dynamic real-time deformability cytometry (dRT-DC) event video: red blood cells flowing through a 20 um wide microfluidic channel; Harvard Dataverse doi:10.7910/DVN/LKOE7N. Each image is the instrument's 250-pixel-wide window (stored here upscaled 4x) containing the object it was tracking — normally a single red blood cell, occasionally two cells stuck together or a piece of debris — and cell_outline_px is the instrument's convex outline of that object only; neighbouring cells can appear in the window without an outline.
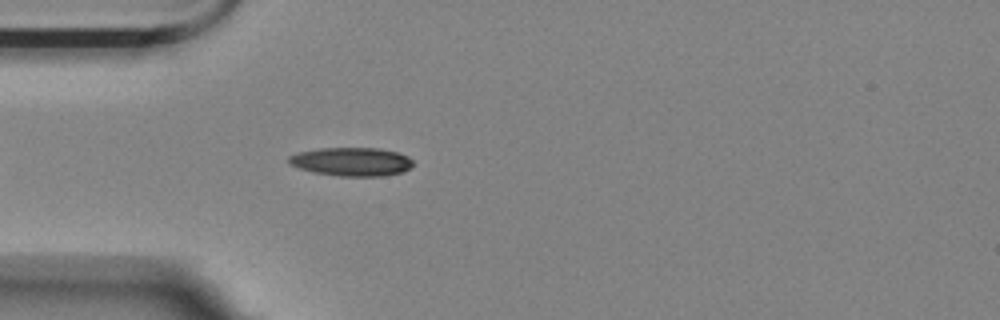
{"species": "Egyptian fruit bat (a non-hibernating species)", "species_latin": "Rousettus aegyptiacus", "temperature_condition": "room temperature", "stored_images_in_passage": 47, "camera_frame_rate_fps": 3000, "um_per_image_px": 0.085, "animal": {"sex": "female"}, "frame": {"image": 1, "passage_image": 7, "time_ms": 2.0, "image_size_px": [1000, 320], "cell_outline_px": [[412, 164], [408, 168], [400, 172], [380, 176], [340, 176], [316, 172], [300, 168], [288, 164], [288, 156], [296, 152], [320, 148], [380, 148], [396, 152], [408, 156], [412, 160]], "centroid_in_image_um": [29.84, 13.73], "position_along_channel_um": 55.2, "area_um2": 20.52}}
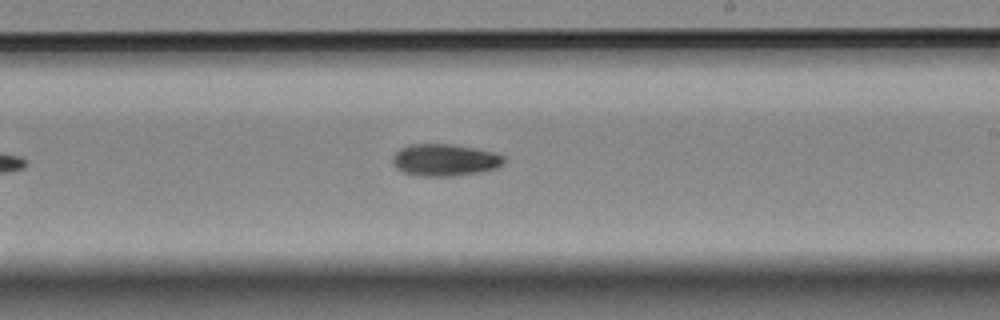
{"frame": {"image": 2, "passage_image": 24, "time_ms": 7.667, "image_size_px": [1000, 320], "cell_outline_px": [[504, 164], [496, 168], [480, 172], [456, 176], [420, 176], [400, 172], [392, 164], [392, 156], [400, 148], [412, 144], [448, 144], [472, 148], [492, 152], [504, 156]], "centroid_in_image_um": [37.76, 13.62], "position_along_channel_um": 251.2, "area_um2": 20.81}}
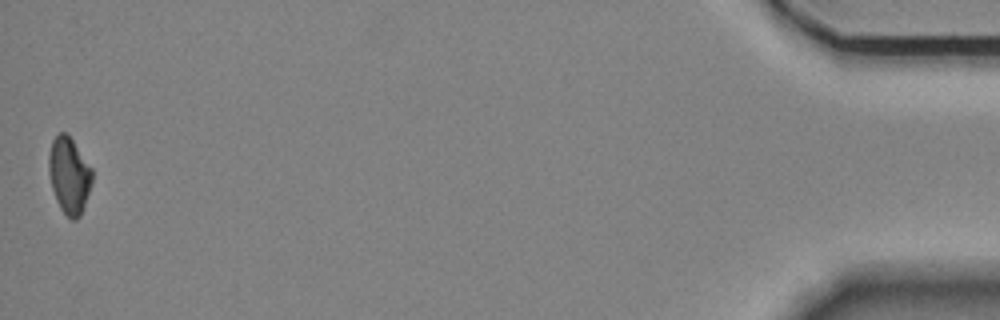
{"frame": {"image": 3, "passage_image": 47, "time_ms": 15.333, "image_size_px": [1000, 320], "cell_outline_px": [[92, 180], [80, 216], [76, 220], [72, 220], [60, 208], [56, 200], [52, 188], [48, 172], [48, 156], [52, 140], [60, 132], [64, 132], [72, 140], [92, 168]], "centroid_in_image_um": [5.85, 14.9], "position_along_channel_um": 429.3, "area_um2": 19.02}, "authors_computed_cell_mechanics": {"area_um2": 19.9988, "velocity_mm_per_s": 3.5364, "shape_relaxation_time_tau1_ms": 9.7899, "shape_relaxation_time_tau2_ms": null, "deformation_change_tau1": 0.1902, "deformation_change_tau2": null}}